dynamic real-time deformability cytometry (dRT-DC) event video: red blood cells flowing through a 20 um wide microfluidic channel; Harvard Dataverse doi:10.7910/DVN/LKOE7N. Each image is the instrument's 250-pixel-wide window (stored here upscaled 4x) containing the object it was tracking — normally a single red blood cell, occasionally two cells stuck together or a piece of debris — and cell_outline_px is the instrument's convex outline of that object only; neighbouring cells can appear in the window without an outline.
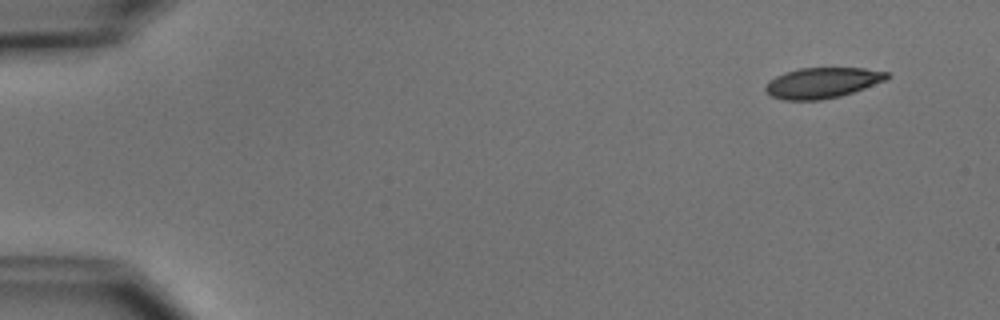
{"species": "common noctule bat (a hibernating species)", "species_latin": "Nyctalus noctula", "temperature_condition": "cold", "stored_images_in_passage": 51, "camera_frame_rate_fps": 3000, "um_per_image_px": 0.085, "animal": {"sex": "male", "body_mass_g": 15.6}, "frame": {"image": 1, "passage_image": 1, "time_ms": 0.0, "image_size_px": [1000, 320], "cell_outline_px": [[892, 76], [888, 80], [840, 96], [820, 100], [784, 100], [772, 96], [764, 88], [776, 76], [784, 72], [800, 68], [864, 68], [888, 72]], "centroid_in_image_um": [69.96, 7.03], "position_along_channel_um": 15.0, "area_um2": 21.56}}
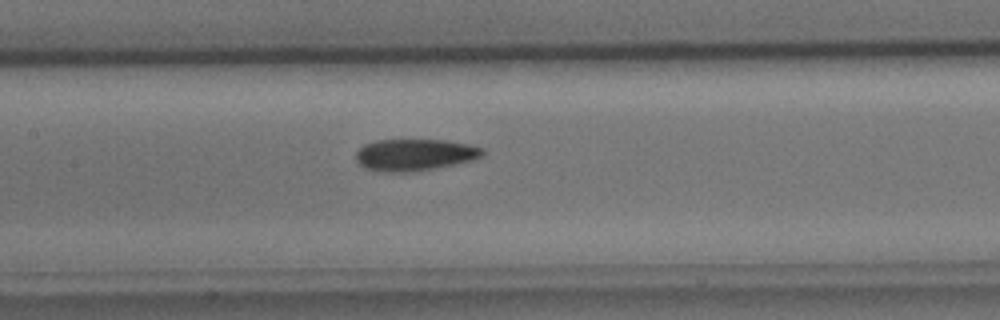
{"frame": {"image": 2, "passage_image": 23, "time_ms": 7.333, "image_size_px": [1000, 320], "cell_outline_px": [[484, 152], [480, 156], [472, 160], [412, 172], [380, 172], [364, 168], [356, 160], [356, 152], [364, 144], [376, 140], [444, 140], [468, 144], [484, 148]], "centroid_in_image_um": [35.2, 13.15], "position_along_channel_um": 172.2, "area_um2": 23.29}}
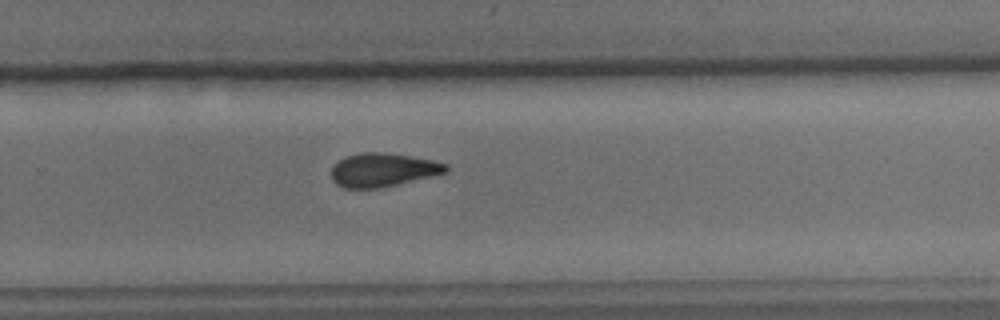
{"frame": {"image": 3, "passage_image": 33, "time_ms": 10.667, "image_size_px": [1000, 320], "cell_outline_px": [[448, 172], [380, 188], [344, 188], [336, 184], [332, 180], [332, 168], [344, 156], [364, 152], [380, 152], [408, 156], [432, 160], [448, 164]], "centroid_in_image_um": [32.54, 14.44], "position_along_channel_um": 297.3, "area_um2": 22.2}, "authors_computed_cell_mechanics": {"area_um2": 22.7732, "velocity_mm_per_s": 3.7647, "shape_relaxation_time_tau1_ms": 3.3483, "shape_relaxation_time_tau2_ms": 3.9923, "deformation_change_tau1": 0.1216, "deformation_change_tau2": 0.0909}}